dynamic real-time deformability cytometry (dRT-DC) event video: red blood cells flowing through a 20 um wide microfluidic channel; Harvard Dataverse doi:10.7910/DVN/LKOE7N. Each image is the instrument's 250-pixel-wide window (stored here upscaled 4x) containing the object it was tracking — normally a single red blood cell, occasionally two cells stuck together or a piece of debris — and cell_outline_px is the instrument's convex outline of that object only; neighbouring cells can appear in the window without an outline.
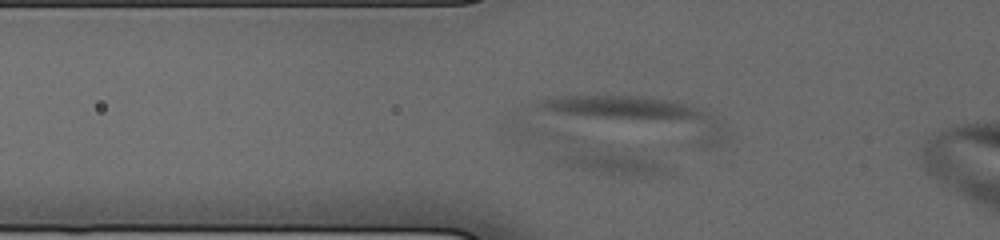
{"species": "human", "species_latin": "Homo sapiens", "temperature_condition": "cold", "stored_images_in_passage": 46, "camera_frame_rate_fps": 3000, "um_per_image_px": 0.085, "donor": {"sex": "male"}, "frame": {"image": 1, "passage_image": 2, "time_ms": 0.333, "image_size_px": [1000, 240], "cell_outline_px": [[664, 168], [652, 172], [628, 176], [580, 168], [568, 164], [528, 140], [508, 124], [504, 120], [512, 112], [520, 112], [660, 164]], "centroid_in_image_um": [49.26, 12.57], "position_along_channel_um": 76.5, "area_um2": 27.92}}